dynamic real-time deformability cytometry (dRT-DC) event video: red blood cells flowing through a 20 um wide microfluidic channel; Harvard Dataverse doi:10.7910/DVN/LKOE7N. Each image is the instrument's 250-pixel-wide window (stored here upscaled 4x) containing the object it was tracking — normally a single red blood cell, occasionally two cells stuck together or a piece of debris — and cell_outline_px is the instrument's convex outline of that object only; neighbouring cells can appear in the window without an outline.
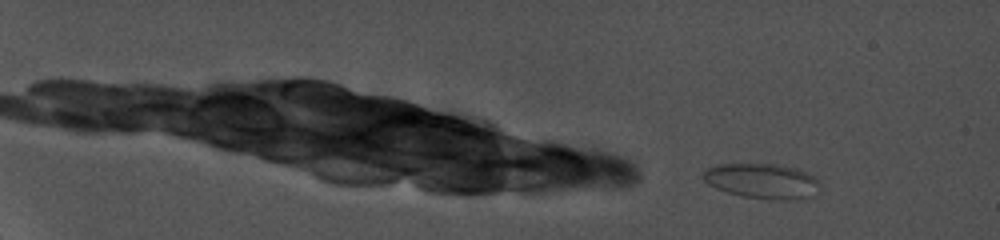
{"species": "common noctule bat (a hibernating species)", "species_latin": "Nyctalus noctula", "temperature_condition": "cold", "stored_images_in_passage": 12, "camera_frame_rate_fps": 5000, "um_per_image_px": 0.085, "animal": {"sex": "female", "body_mass_g": 19.0, "forearm_length_mm": 56.7}, "frame": {"image": 1, "passage_image": 1, "time_ms": 0.0, "image_size_px": [1000, 240], "cell_outline_px": [[820, 184], [812, 196], [800, 200], [780, 200], [744, 196], [728, 192], [716, 188], [708, 184], [704, 180], [704, 172], [708, 168], [716, 164], [776, 164], [796, 168], [808, 172], [816, 176], [820, 180]], "centroid_in_image_um": [64.85, 15.38], "position_along_channel_um": 20.2, "area_um2": 23.93}}
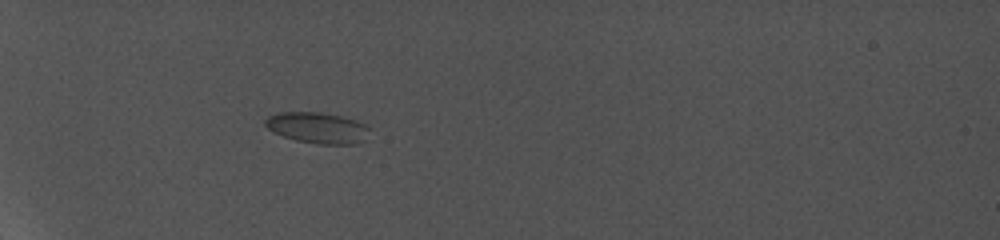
{"frame": {"image": 2, "passage_image": 7, "time_ms": 5.8, "image_size_px": [1000, 240], "cell_outline_px": [[372, 128], [364, 140], [360, 144], [316, 144], [296, 140], [284, 136], [268, 128], [264, 124], [264, 120], [268, 116], [280, 112], [324, 112], [356, 120]], "centroid_in_image_um": [27.03, 10.86], "position_along_channel_um": 58.0, "area_um2": 18.96}}
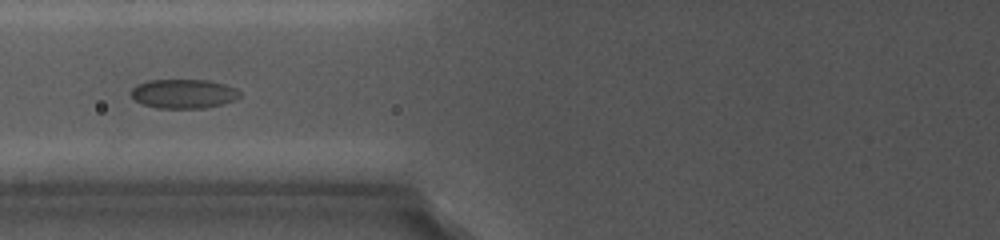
{"frame": {"image": 3, "passage_image": 10, "time_ms": 8.4, "image_size_px": [1000, 240], "cell_outline_px": [[240, 96], [236, 100], [204, 108], [160, 108], [144, 104], [136, 100], [132, 96], [132, 88], [136, 84], [148, 80], [208, 80], [224, 84], [236, 88], [240, 92]], "centroid_in_image_um": [15.62, 7.96], "position_along_channel_um": 110.2, "area_um2": 18.38}}